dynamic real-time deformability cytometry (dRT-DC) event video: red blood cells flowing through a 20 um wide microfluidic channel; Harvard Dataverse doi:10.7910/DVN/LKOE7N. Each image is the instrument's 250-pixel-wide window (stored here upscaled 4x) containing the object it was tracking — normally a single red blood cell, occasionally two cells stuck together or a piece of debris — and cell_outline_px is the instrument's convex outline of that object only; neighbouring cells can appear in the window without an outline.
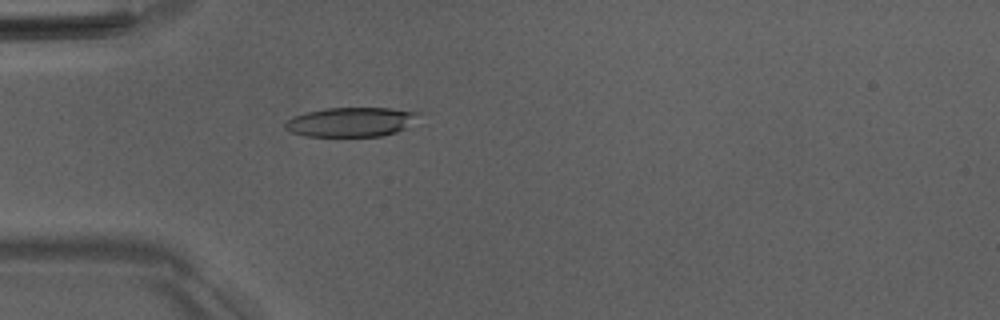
{"species": "Egyptian fruit bat (a non-hibernating species)", "species_latin": "Rousettus aegyptiacus", "temperature_condition": "room temperature", "stored_images_in_passage": 22, "camera_frame_rate_fps": 3000, "um_per_image_px": 0.085, "animal": {"sex": "male"}, "frame": {"image": 1, "passage_image": 16, "time_ms": 5.0, "image_size_px": [1000, 320], "cell_outline_px": [[420, 112], [404, 128], [396, 132], [380, 136], [304, 136], [292, 132], [284, 128], [284, 124], [292, 116], [304, 112], [324, 108], [388, 108]], "centroid_in_image_um": [29.74, 10.36], "position_along_channel_um": 55.3, "area_um2": 22.6}}
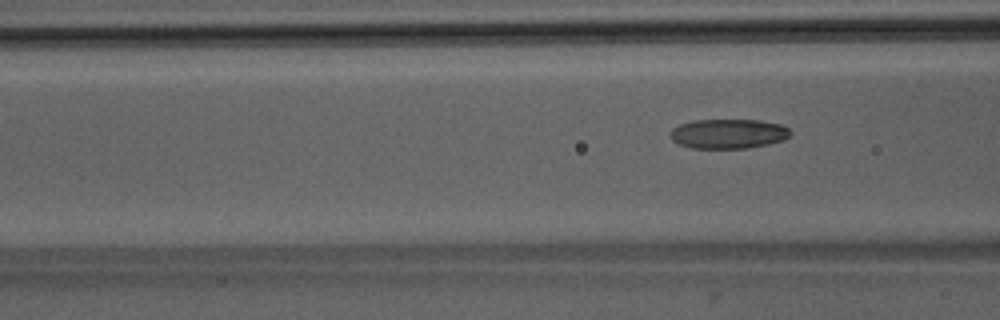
{"frame": {"image": 2, "passage_image": 22, "time_ms": 7.0, "image_size_px": [1000, 320], "cell_outline_px": [[792, 132], [784, 140], [768, 144], [748, 148], [692, 148], [680, 144], [672, 140], [668, 136], [668, 132], [672, 128], [680, 124], [692, 120], [760, 120], [780, 124], [788, 128]], "centroid_in_image_um": [61.88, 11.36], "position_along_channel_um": 104.7, "area_um2": 20.87}}